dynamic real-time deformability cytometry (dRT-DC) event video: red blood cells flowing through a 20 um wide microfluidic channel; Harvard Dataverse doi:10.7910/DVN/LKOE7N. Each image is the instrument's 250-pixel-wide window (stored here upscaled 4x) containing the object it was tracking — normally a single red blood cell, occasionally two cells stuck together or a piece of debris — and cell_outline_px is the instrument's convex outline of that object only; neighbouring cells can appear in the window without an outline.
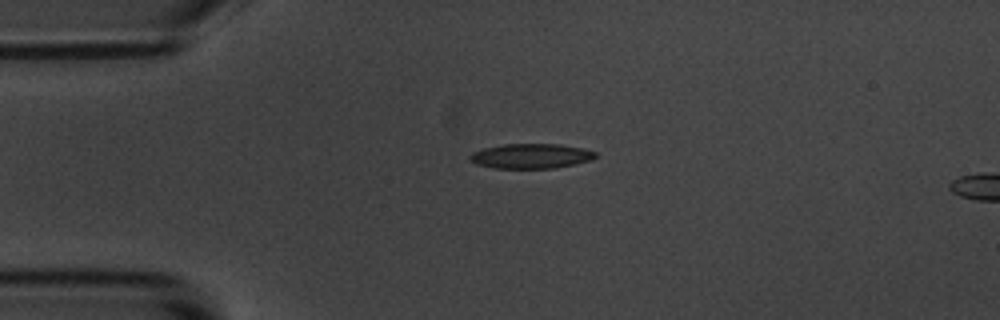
{"species": "common noctule bat (a hibernating species)", "species_latin": "Nyctalus noctula", "temperature_condition": "room temperature", "stored_images_in_passage": 5, "segment_of_instrument_passage": [1, 2], "camera_frame_rate_fps": 3000, "um_per_image_px": 0.085, "animal": {"sex": "male", "body_mass_g": 20.1, "forearm_length_mm": 53.5}, "frame": {"image": 1, "passage_image": 3, "time_ms": 2.333, "image_size_px": [1000, 320], "cell_outline_px": [[596, 156], [592, 160], [576, 164], [556, 168], [496, 168], [476, 164], [468, 156], [472, 152], [484, 148], [504, 144], [560, 144], [580, 148], [596, 152]], "centroid_in_image_um": [45.14, 13.27], "position_along_channel_um": 39.9, "area_um2": 18.09}}